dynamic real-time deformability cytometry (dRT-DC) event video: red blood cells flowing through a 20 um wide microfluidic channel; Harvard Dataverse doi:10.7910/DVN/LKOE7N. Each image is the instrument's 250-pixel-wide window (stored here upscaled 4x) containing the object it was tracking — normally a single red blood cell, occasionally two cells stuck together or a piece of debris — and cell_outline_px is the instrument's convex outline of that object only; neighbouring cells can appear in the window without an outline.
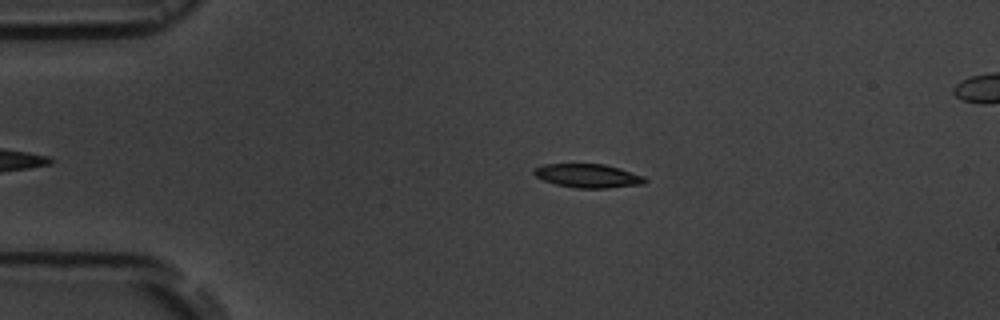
{"species": "common noctule bat (a hibernating species)", "species_latin": "Nyctalus noctula", "temperature_condition": "room temperature", "stored_images_in_passage": 4, "camera_frame_rate_fps": 3000, "um_per_image_px": 0.085, "animal": {"sex": "male", "body_mass_g": 19.5, "forearm_length_mm": 54.6}, "frame": {"image": 1, "passage_image": 1, "time_ms": 0.0, "image_size_px": [1000, 320], "cell_outline_px": [[648, 180], [644, 184], [608, 188], [576, 188], [556, 184], [544, 180], [536, 176], [532, 172], [536, 168], [544, 164], [604, 164], [620, 168], [644, 176]], "centroid_in_image_um": [50.01, 14.94], "position_along_channel_um": 35.0, "area_um2": 15.32}}
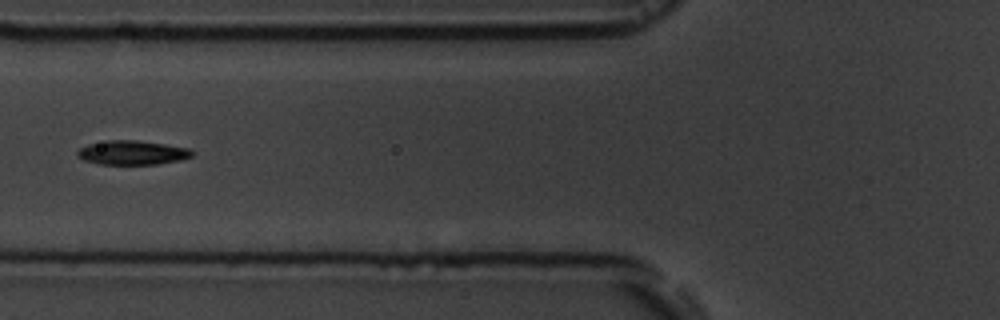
{"frame": {"image": 2, "passage_image": 4, "time_ms": 3.333, "image_size_px": [1000, 320], "cell_outline_px": [[196, 152], [192, 156], [180, 160], [156, 164], [100, 164], [84, 160], [76, 156], [76, 152], [80, 148], [88, 144], [108, 140], [136, 140], [164, 144], [188, 148]], "centroid_in_image_um": [11.24, 12.97], "position_along_channel_um": 114.6, "area_um2": 16.13}}